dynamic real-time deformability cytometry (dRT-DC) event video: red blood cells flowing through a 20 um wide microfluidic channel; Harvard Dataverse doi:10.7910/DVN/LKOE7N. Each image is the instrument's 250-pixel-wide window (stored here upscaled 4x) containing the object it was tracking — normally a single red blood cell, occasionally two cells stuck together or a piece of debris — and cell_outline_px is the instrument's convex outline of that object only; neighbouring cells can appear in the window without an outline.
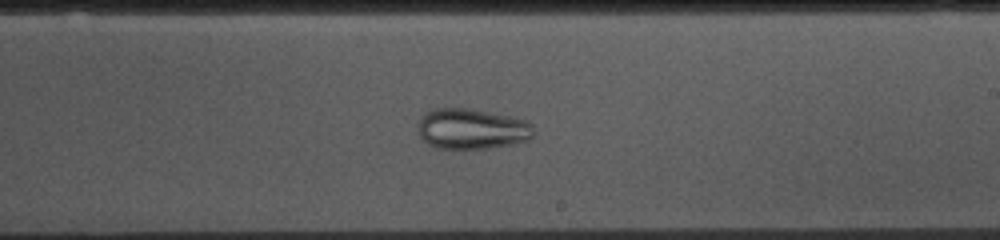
{"species": "common noctule bat (a hibernating species)", "species_latin": "Nyctalus noctula", "temperature_condition": "cold", "stored_images_in_passage": 53, "camera_frame_rate_fps": 3000, "um_per_image_px": 0.085, "animal": {"sex": "female", "body_mass_g": 10.0, "forearm_length_mm": 53.1}, "frame": {"image": 1, "passage_image": 30, "time_ms": 9.667, "image_size_px": [1000, 240], "cell_outline_px": [[536, 132], [528, 140], [512, 144], [488, 148], [436, 148], [428, 144], [420, 136], [420, 116], [424, 112], [432, 108], [468, 108], [528, 120], [532, 124]], "centroid_in_image_um": [40.13, 10.94], "position_along_channel_um": 248.9, "area_um2": 27.34}}
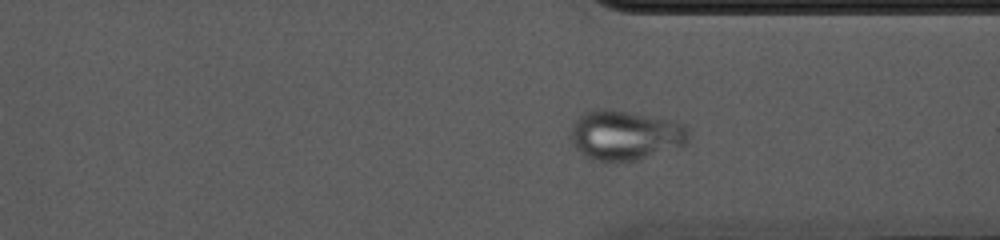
{"frame": {"image": 2, "passage_image": 39, "time_ms": 12.667, "image_size_px": [1000, 240], "cell_outline_px": [[688, 140], [684, 144], [640, 160], [616, 164], [592, 160], [584, 156], [572, 144], [568, 136], [572, 124], [584, 112], [604, 108], [628, 112], [684, 124], [688, 128]], "centroid_in_image_um": [53.05, 11.54], "position_along_channel_um": 358.3, "area_um2": 34.45}}
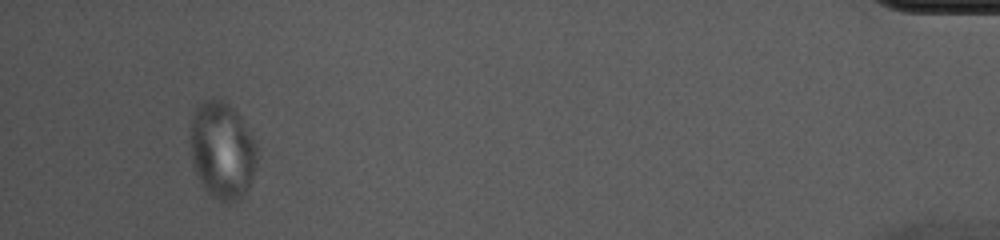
{"frame": {"image": 3, "passage_image": 50, "time_ms": 16.333, "image_size_px": [1000, 240], "cell_outline_px": [[256, 160], [252, 176], [240, 200], [228, 204], [212, 196], [204, 188], [192, 164], [188, 140], [192, 116], [200, 100], [224, 100], [236, 112], [252, 136], [256, 144]], "centroid_in_image_um": [18.83, 12.78], "position_along_channel_um": 416.4, "area_um2": 37.69}}